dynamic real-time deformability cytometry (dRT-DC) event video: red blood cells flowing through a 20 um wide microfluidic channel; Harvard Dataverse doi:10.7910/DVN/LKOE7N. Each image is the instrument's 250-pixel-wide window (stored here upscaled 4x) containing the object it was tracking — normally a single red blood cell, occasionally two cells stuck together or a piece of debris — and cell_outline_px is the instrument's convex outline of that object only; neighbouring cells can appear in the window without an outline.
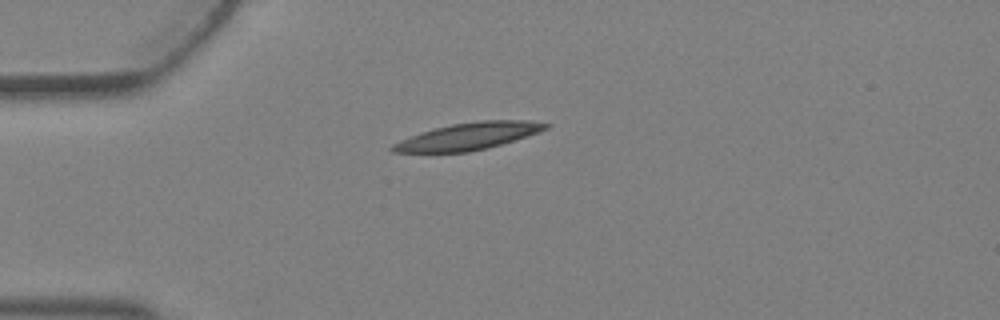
{"species": "Egyptian fruit bat (a non-hibernating species)", "species_latin": "Rousettus aegyptiacus", "temperature_condition": "warm", "stored_images_in_passage": 2, "camera_frame_rate_fps": 3000, "um_per_image_px": 0.085, "animal": {"sex": "female"}, "frame": {"image": 1, "passage_image": 1, "time_ms": 0.0, "image_size_px": [1000, 320], "cell_outline_px": [[552, 124], [548, 128], [488, 148], [468, 152], [392, 152], [388, 148], [392, 144], [400, 140], [420, 132], [452, 124], [480, 120], [528, 120]], "centroid_in_image_um": [39.76, 11.58], "position_along_channel_um": 45.2, "area_um2": 23.81}}